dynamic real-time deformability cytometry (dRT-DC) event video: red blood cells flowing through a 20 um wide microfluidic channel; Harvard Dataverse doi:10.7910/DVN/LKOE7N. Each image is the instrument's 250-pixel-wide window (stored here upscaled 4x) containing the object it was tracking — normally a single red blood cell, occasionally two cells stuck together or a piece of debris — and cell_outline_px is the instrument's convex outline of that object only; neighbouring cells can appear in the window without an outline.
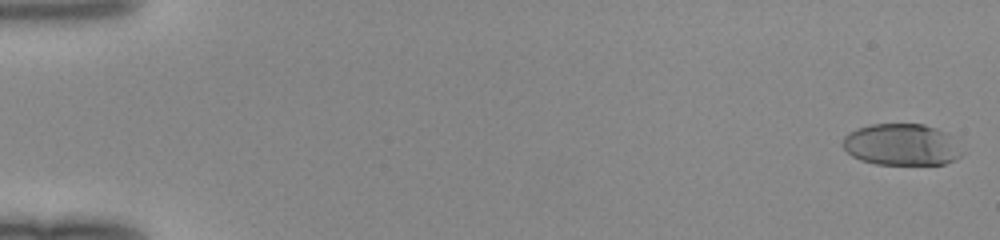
{"species": "human", "species_latin": "Homo sapiens", "temperature_condition": "room temperature", "stored_images_in_passage": 50, "camera_frame_rate_fps": 3000, "um_per_image_px": 0.085, "donor": {"sex": "female"}, "frame": {"image": 1, "passage_image": 1, "time_ms": 0.0, "image_size_px": [1000, 240], "cell_outline_px": [[964, 152], [956, 160], [944, 164], [876, 164], [860, 160], [852, 156], [840, 144], [844, 136], [848, 132], [856, 128], [872, 124], [924, 124], [936, 128], [944, 132]], "centroid_in_image_um": [76.58, 12.3], "position_along_channel_um": 8.4, "area_um2": 28.96}}
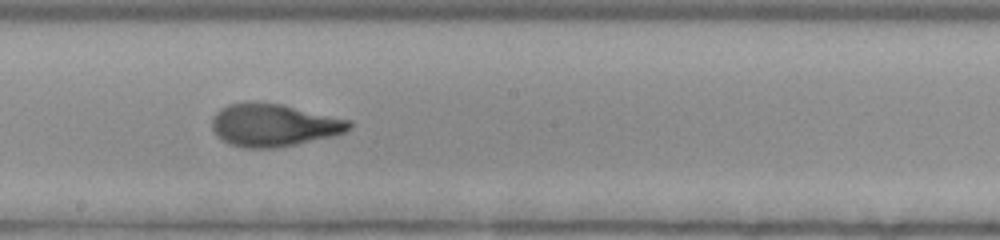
{"frame": {"image": 2, "passage_image": 29, "time_ms": 9.333, "image_size_px": [1000, 240], "cell_outline_px": [[352, 128], [336, 136], [276, 148], [244, 148], [228, 144], [216, 136], [212, 128], [212, 116], [220, 108], [228, 104], [252, 100], [280, 104], [352, 120]], "centroid_in_image_um": [23.25, 10.63], "position_along_channel_um": 225.0, "area_um2": 34.68}}
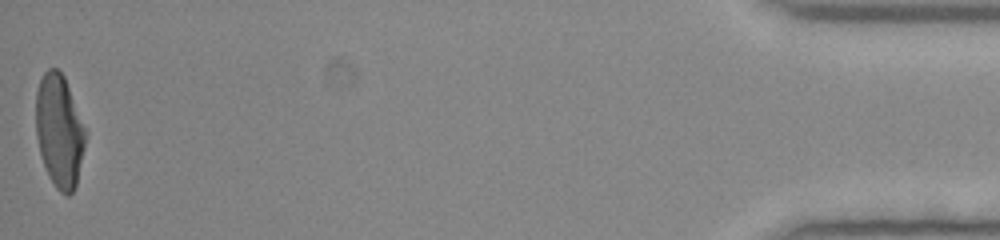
{"frame": {"image": 3, "passage_image": 50, "time_ms": 16.333, "image_size_px": [1000, 240], "cell_outline_px": [[84, 148], [76, 184], [72, 192], [68, 196], [60, 192], [56, 188], [48, 176], [40, 152], [36, 136], [36, 92], [40, 80], [44, 72], [48, 68], [56, 68], [64, 76], [84, 128]], "centroid_in_image_um": [5.01, 11.13], "position_along_channel_um": 430.2, "area_um2": 31.96}}